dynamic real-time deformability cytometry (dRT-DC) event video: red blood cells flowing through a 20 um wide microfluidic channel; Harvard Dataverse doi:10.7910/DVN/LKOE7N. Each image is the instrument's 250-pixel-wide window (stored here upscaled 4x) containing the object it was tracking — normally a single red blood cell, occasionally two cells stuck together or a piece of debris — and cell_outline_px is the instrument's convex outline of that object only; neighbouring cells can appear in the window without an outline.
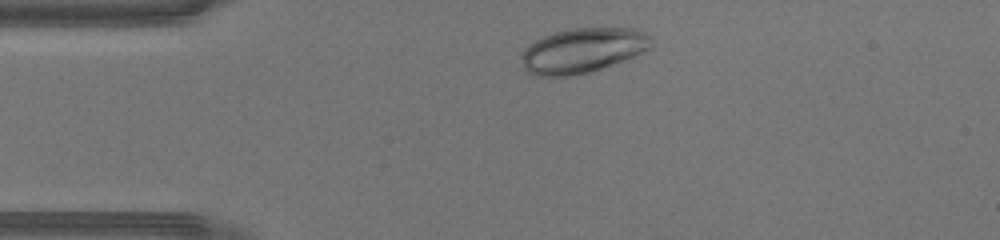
{"species": "human", "species_latin": "Homo sapiens", "temperature_condition": "warm", "stored_images_in_passage": 30, "camera_frame_rate_fps": 3000, "um_per_image_px": 0.085, "donor": {"sex": "male"}, "frame": {"image": 1, "passage_image": 3, "time_ms": 0.667, "image_size_px": [1000, 240], "cell_outline_px": [[652, 48], [624, 60], [588, 72], [568, 76], [536, 76], [528, 72], [524, 68], [520, 56], [524, 48], [536, 40], [552, 32], [572, 28], [636, 28], [648, 32], [652, 44]], "centroid_in_image_um": [49.53, 4.27], "position_along_channel_um": 35.5, "area_um2": 33.99}}
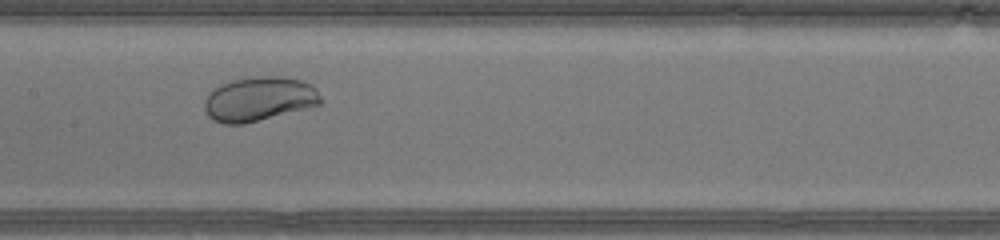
{"frame": {"image": 2, "passage_image": 15, "time_ms": 4.667, "image_size_px": [1000, 240], "cell_outline_px": [[320, 104], [244, 124], [224, 124], [212, 120], [208, 116], [204, 108], [204, 100], [220, 84], [236, 80], [256, 76], [288, 76], [312, 84], [316, 88], [320, 96]], "centroid_in_image_um": [22.02, 8.41], "position_along_channel_um": 185.4, "area_um2": 29.77}}
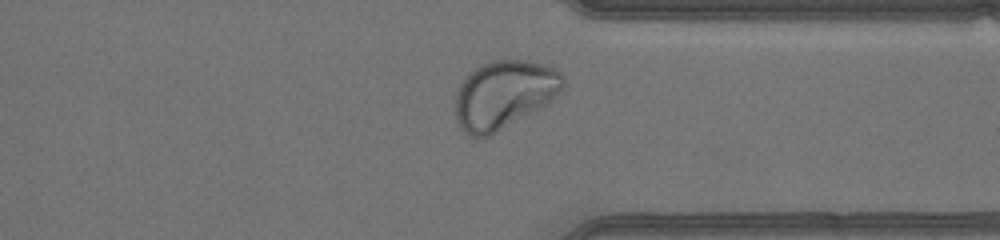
{"frame": {"image": 3, "passage_image": 27, "time_ms": 8.667, "image_size_px": [1000, 240], "cell_outline_px": [[564, 88], [548, 104], [496, 132], [488, 136], [472, 136], [464, 132], [456, 124], [456, 92], [464, 76], [472, 68], [480, 64], [492, 60], [528, 60], [544, 64], [560, 72], [564, 76]], "centroid_in_image_um": [42.83, 8.01], "position_along_channel_um": 368.6, "area_um2": 43.06}}